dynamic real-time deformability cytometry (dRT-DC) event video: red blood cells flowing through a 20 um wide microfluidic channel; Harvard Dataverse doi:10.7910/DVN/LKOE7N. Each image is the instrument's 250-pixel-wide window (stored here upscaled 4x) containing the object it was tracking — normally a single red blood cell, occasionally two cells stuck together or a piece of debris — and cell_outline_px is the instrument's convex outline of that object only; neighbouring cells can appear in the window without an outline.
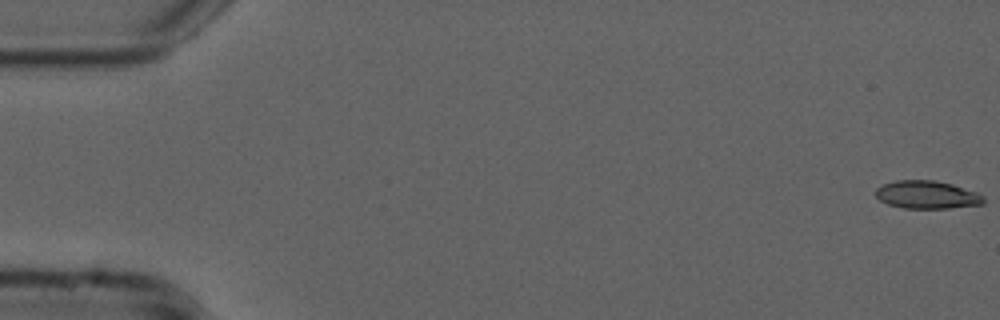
{"species": "common noctule bat (a hibernating species)", "species_latin": "Nyctalus noctula", "temperature_condition": "cold", "stored_images_in_passage": 54, "camera_frame_rate_fps": 3000, "um_per_image_px": 0.085, "animal": {"sex": "male", "forearm_length_mm": 52.5}, "frame": {"image": 1, "passage_image": 1, "time_ms": 0.0, "image_size_px": [1000, 320], "cell_outline_px": [[984, 204], [948, 208], [904, 208], [888, 204], [880, 200], [876, 196], [876, 188], [884, 184], [896, 180], [936, 180], [952, 184], [976, 192], [984, 196]], "centroid_in_image_um": [78.8, 16.55], "position_along_channel_um": 6.2, "area_um2": 17.51}}
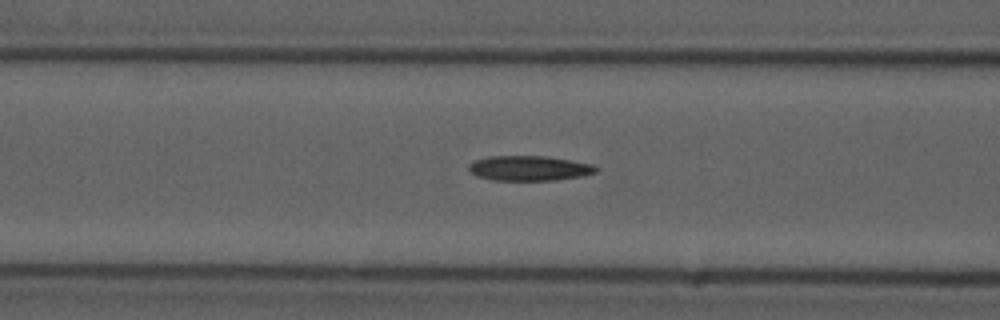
{"frame": {"image": 2, "passage_image": 22, "time_ms": 7.0, "image_size_px": [1000, 320], "cell_outline_px": [[600, 168], [596, 172], [584, 176], [556, 180], [492, 180], [476, 176], [468, 168], [468, 164], [476, 160], [488, 156], [544, 156], [592, 164]], "centroid_in_image_um": [44.99, 14.3], "position_along_channel_um": 121.6, "area_um2": 18.5}}
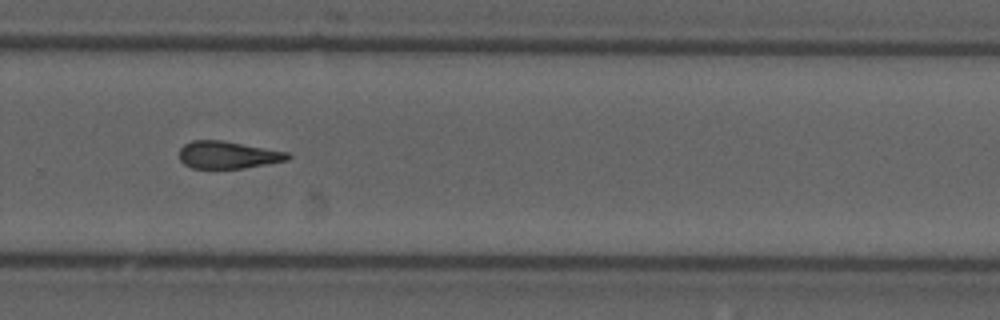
{"frame": {"image": 3, "passage_image": 37, "time_ms": 12.0, "image_size_px": [1000, 320], "cell_outline_px": [[292, 156], [288, 160], [268, 164], [244, 168], [192, 168], [184, 164], [180, 160], [180, 148], [184, 144], [192, 140], [220, 140], [288, 152]], "centroid_in_image_um": [19.37, 13.17], "position_along_channel_um": 310.4, "area_um2": 17.22}, "authors_computed_cell_mechanics": {"area_um2": 18.0047, "velocity_mm_per_s": 3.7771, "shape_relaxation_time_tau1_ms": null, "shape_relaxation_time_tau2_ms": 3.2957, "deformation_change_tau1": null, "deformation_change_tau2": 0.1139}}